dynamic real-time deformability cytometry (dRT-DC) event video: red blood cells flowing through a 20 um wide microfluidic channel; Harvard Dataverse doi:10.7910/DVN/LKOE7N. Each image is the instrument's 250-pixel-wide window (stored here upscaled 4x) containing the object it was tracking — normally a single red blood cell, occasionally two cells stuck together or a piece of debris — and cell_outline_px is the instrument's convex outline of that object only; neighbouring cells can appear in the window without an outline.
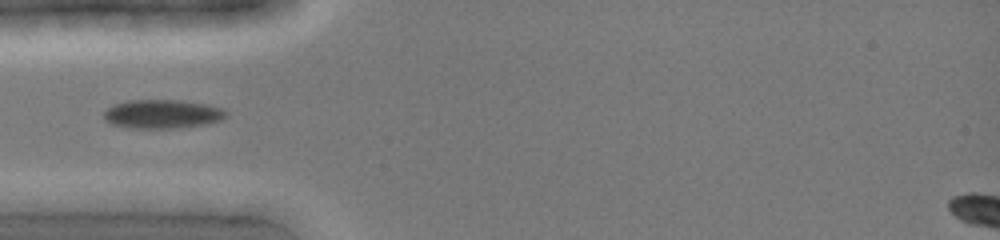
{"species": "common noctule bat (a hibernating species)", "species_latin": "Nyctalus noctula", "temperature_condition": "cold", "stored_images_in_passage": 5, "camera_frame_rate_fps": 3000, "um_per_image_px": 0.085, "animal": {"sex": "female", "body_mass_g": 19.0, "forearm_length_mm": 51.5}, "frame": {"image": 1, "passage_image": 2, "time_ms": 0.333, "image_size_px": [1000, 240], "cell_outline_px": [[228, 112], [220, 120], [204, 124], [172, 128], [132, 128], [112, 124], [104, 120], [104, 112], [112, 104], [128, 100], [180, 100], [204, 104], [224, 108]], "centroid_in_image_um": [13.76, 9.68], "position_along_channel_um": 71.2, "area_um2": 20.4}}